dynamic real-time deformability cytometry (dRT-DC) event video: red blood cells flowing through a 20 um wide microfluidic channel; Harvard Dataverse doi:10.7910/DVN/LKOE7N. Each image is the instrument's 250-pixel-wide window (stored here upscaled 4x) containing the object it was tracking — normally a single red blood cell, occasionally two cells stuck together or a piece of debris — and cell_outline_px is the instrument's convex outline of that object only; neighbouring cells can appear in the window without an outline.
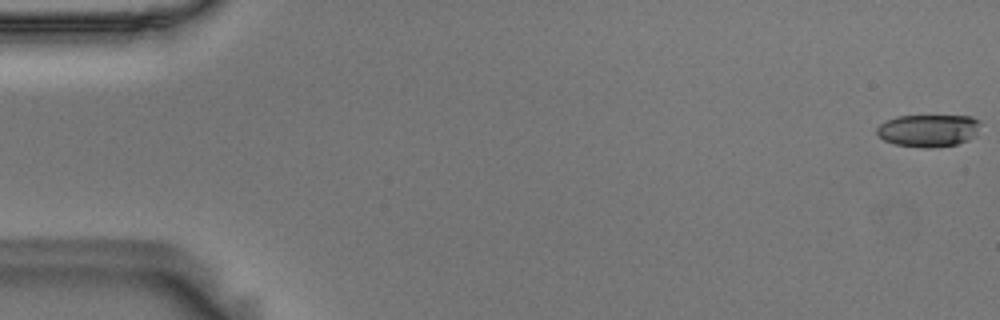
{"species": "Egyptian fruit bat (a non-hibernating species)", "species_latin": "Rousettus aegyptiacus", "temperature_condition": "room temperature", "stored_images_in_passage": 56, "camera_frame_rate_fps": 3000, "um_per_image_px": 0.085, "animal": {"sex": "male"}, "frame": {"image": 1, "passage_image": 1, "time_ms": 0.0, "image_size_px": [1000, 320], "cell_outline_px": [[980, 124], [976, 136], [968, 140], [956, 144], [932, 148], [924, 148], [896, 144], [884, 140], [876, 132], [876, 128], [880, 124], [896, 116], [972, 116], [980, 120]], "centroid_in_image_um": [78.94, 11.09], "position_along_channel_um": 6.1, "area_um2": 19.59}}
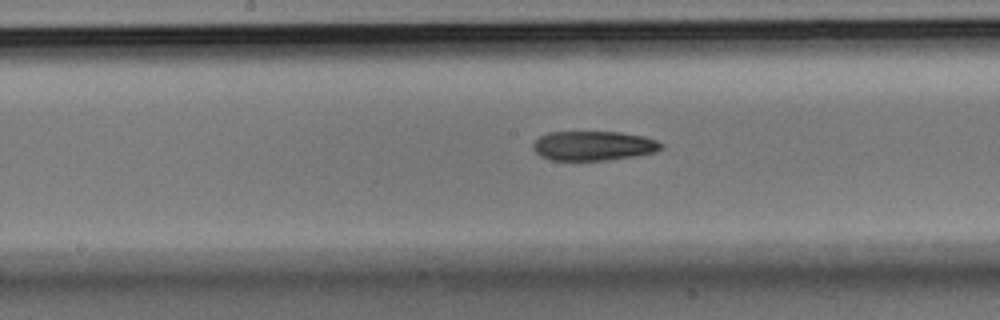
{"frame": {"image": 2, "passage_image": 29, "time_ms": 9.333, "image_size_px": [1000, 320], "cell_outline_px": [[664, 148], [652, 152], [636, 156], [608, 160], [552, 160], [540, 156], [532, 148], [532, 144], [540, 136], [548, 132], [620, 132], [644, 136], [656, 140], [664, 144]], "centroid_in_image_um": [50.45, 12.39], "position_along_channel_um": 197.8, "area_um2": 22.08}}
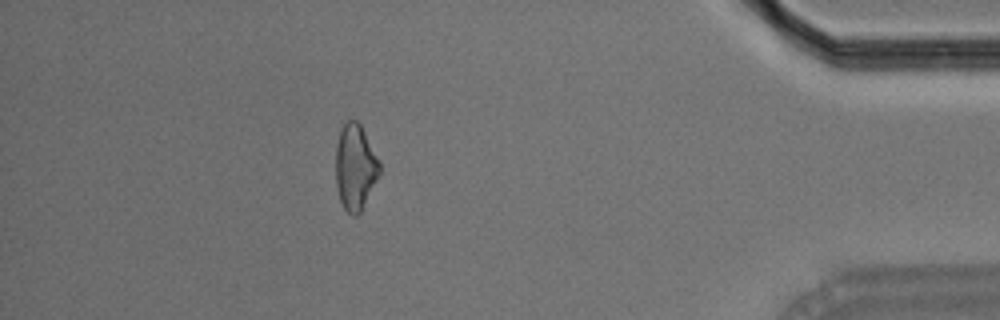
{"frame": {"image": 3, "passage_image": 50, "time_ms": 16.333, "image_size_px": [1000, 320], "cell_outline_px": [[380, 172], [360, 212], [356, 216], [352, 216], [344, 208], [340, 200], [336, 184], [336, 144], [340, 128], [348, 120], [356, 120], [360, 124], [380, 164]], "centroid_in_image_um": [30.16, 14.2], "position_along_channel_um": 405.0, "area_um2": 21.5}}